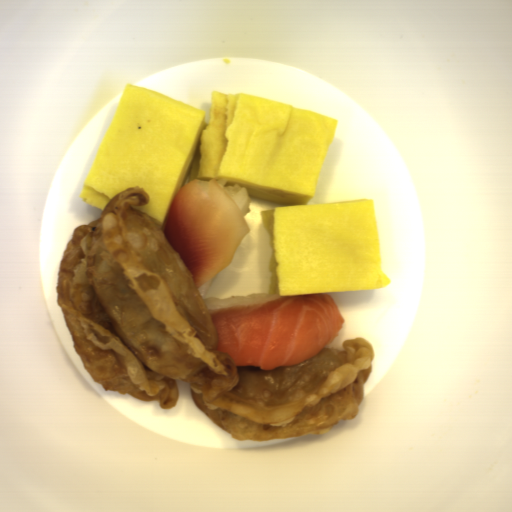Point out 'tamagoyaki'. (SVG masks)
Returning a JSON list of instances; mask_svg holds the SVG:
<instances>
[{
    "label": "tamagoyaki",
    "mask_w": 512,
    "mask_h": 512,
    "mask_svg": "<svg viewBox=\"0 0 512 512\" xmlns=\"http://www.w3.org/2000/svg\"><path fill=\"white\" fill-rule=\"evenodd\" d=\"M204 111L134 84L124 86L79 199L104 210L124 188L149 194L140 212L163 230L177 189L214 179L278 206L261 211L271 259L269 294L388 287L374 200L309 203L337 119L240 93L211 92Z\"/></svg>",
    "instance_id": "1"
}]
</instances>
